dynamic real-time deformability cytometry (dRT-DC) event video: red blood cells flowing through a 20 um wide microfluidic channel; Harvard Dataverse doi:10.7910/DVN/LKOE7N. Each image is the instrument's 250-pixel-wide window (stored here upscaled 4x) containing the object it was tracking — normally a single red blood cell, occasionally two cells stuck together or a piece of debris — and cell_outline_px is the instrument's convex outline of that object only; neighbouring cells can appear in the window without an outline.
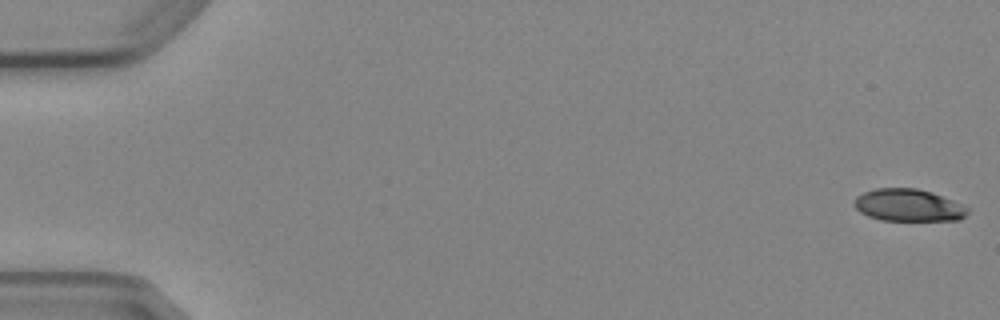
{"species": "Egyptian fruit bat (a non-hibernating species)", "species_latin": "Rousettus aegyptiacus", "temperature_condition": "cold", "stored_images_in_passage": 6, "camera_frame_rate_fps": 3000, "um_per_image_px": 0.085, "animal": {"sex": "female"}, "frame": {"image": 1, "passage_image": 1, "time_ms": 0.0, "image_size_px": [1000, 320], "cell_outline_px": [[968, 212], [960, 220], [880, 220], [868, 216], [860, 212], [852, 204], [856, 196], [864, 192], [876, 188], [916, 188], [932, 192], [952, 200], [968, 208]], "centroid_in_image_um": [77.17, 17.44], "position_along_channel_um": 7.8, "area_um2": 21.27}}
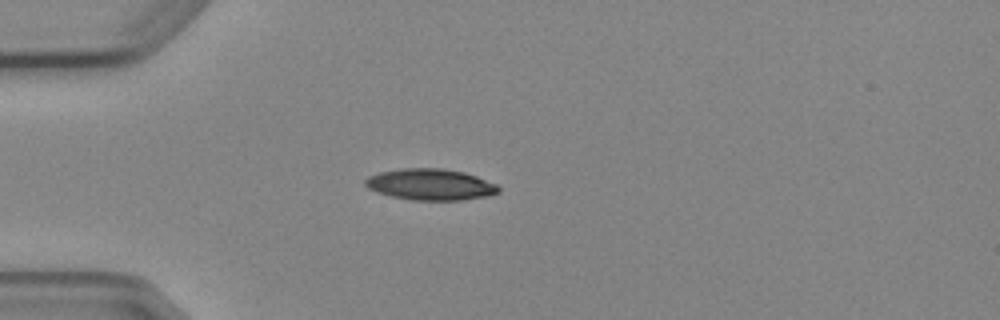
{"frame": {"image": 2, "passage_image": 5, "time_ms": 4.667, "image_size_px": [1000, 320], "cell_outline_px": [[500, 192], [488, 196], [460, 200], [412, 200], [392, 196], [368, 188], [364, 184], [364, 180], [368, 176], [380, 172], [400, 168], [444, 168], [464, 172], [476, 176], [496, 184], [500, 188]], "centroid_in_image_um": [36.6, 15.67], "position_along_channel_um": 48.4, "area_um2": 24.28}}